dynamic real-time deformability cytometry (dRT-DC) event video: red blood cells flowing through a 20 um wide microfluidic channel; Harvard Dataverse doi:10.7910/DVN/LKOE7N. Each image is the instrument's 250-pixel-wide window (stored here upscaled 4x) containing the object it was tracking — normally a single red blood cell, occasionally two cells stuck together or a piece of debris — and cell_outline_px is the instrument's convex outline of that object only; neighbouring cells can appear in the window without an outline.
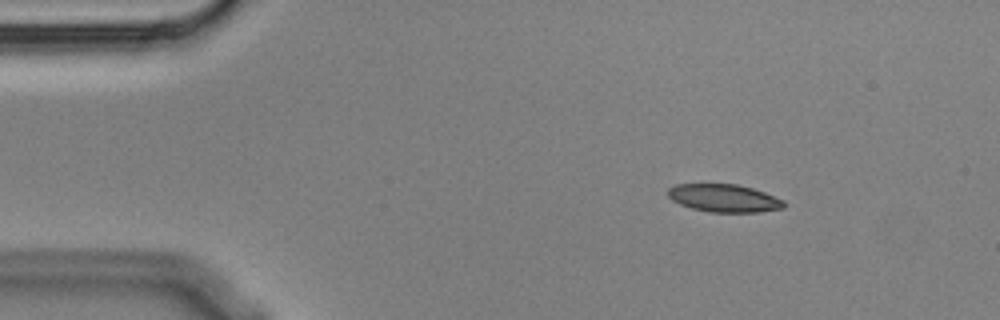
{"species": "Egyptian fruit bat (a non-hibernating species)", "species_latin": "Rousettus aegyptiacus", "temperature_condition": "cold", "stored_images_in_passage": 8, "camera_frame_rate_fps": 3000, "um_per_image_px": 0.085, "animal": {"sex": "male"}, "frame": {"image": 1, "passage_image": 1, "time_ms": 0.0, "image_size_px": [1000, 320], "cell_outline_px": [[784, 208], [760, 212], [708, 212], [692, 208], [680, 204], [672, 200], [668, 196], [668, 188], [676, 184], [736, 184], [752, 188], [764, 192], [784, 200]], "centroid_in_image_um": [61.54, 16.84], "position_along_channel_um": 23.5, "area_um2": 18.79}}
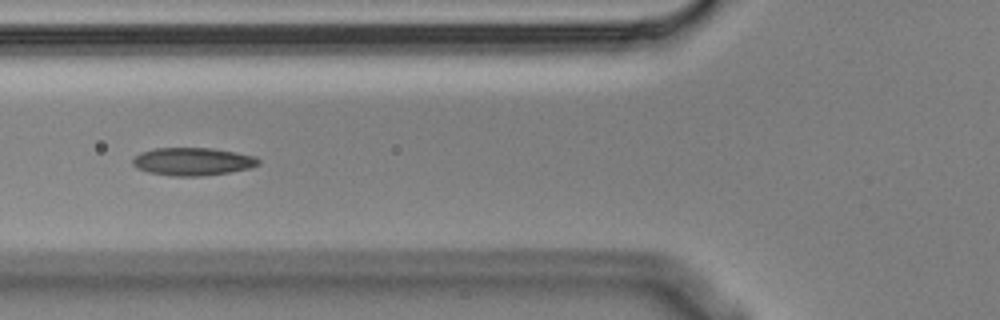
{"frame": {"image": 2, "passage_image": 5, "time_ms": 1.333, "image_size_px": [1000, 320], "cell_outline_px": [[260, 164], [248, 168], [228, 172], [200, 176], [172, 176], [148, 172], [136, 168], [132, 164], [132, 160], [140, 152], [152, 148], [212, 148], [236, 152], [256, 156], [260, 160]], "centroid_in_image_um": [16.36, 13.72], "position_along_channel_um": 109.4, "area_um2": 20.46}}
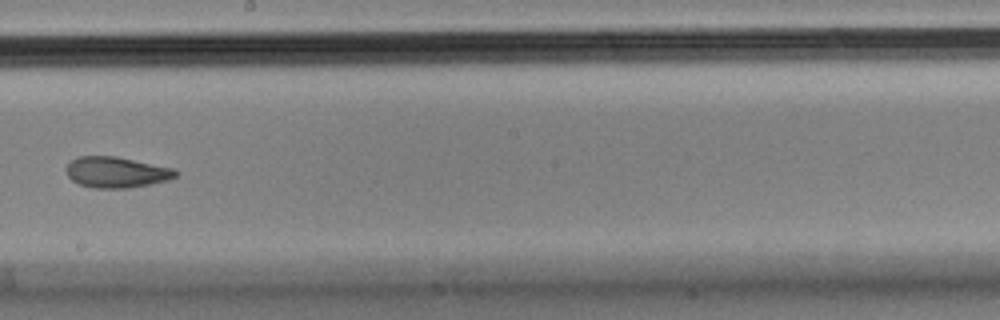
{"frame": {"image": 3, "passage_image": 8, "time_ms": 2.333, "image_size_px": [1000, 320], "cell_outline_px": [[180, 172], [176, 176], [168, 180], [128, 188], [92, 188], [80, 184], [72, 180], [68, 176], [68, 164], [72, 160], [80, 156], [116, 156], [176, 168]], "centroid_in_image_um": [9.95, 14.63], "position_along_channel_um": 238.2, "area_um2": 19.65}}